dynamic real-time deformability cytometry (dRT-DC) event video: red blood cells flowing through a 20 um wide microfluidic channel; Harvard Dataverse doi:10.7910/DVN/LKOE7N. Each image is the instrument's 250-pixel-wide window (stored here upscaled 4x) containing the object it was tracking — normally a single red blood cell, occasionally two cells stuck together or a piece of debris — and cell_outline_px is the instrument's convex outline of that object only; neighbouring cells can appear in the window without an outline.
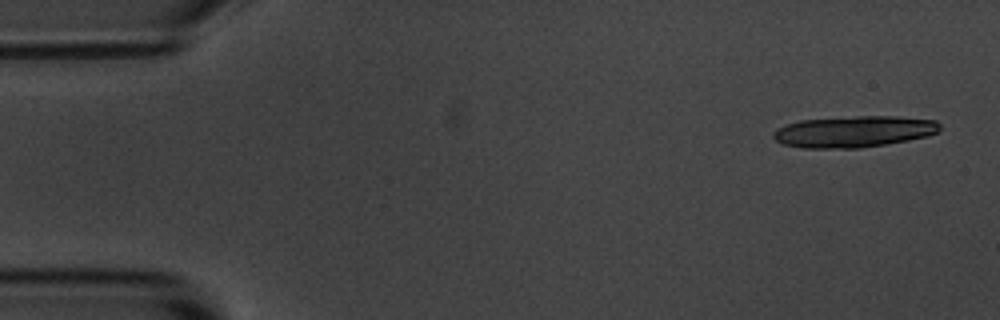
{"species": "common noctule bat (a hibernating species)", "species_latin": "Nyctalus noctula", "temperature_condition": "room temperature", "stored_images_in_passage": 5, "camera_frame_rate_fps": 3000, "um_per_image_px": 0.085, "animal": {"sex": "male", "body_mass_g": 20.1, "forearm_length_mm": 53.5}, "frame": {"image": 1, "passage_image": 1, "time_ms": 0.0, "image_size_px": [1000, 320], "cell_outline_px": [[940, 132], [928, 136], [908, 140], [860, 148], [804, 148], [784, 144], [776, 140], [772, 136], [772, 132], [776, 128], [800, 120], [856, 116], [896, 116], [936, 120], [940, 124]], "centroid_in_image_um": [72.6, 11.18], "position_along_channel_um": 12.4, "area_um2": 30.52}}